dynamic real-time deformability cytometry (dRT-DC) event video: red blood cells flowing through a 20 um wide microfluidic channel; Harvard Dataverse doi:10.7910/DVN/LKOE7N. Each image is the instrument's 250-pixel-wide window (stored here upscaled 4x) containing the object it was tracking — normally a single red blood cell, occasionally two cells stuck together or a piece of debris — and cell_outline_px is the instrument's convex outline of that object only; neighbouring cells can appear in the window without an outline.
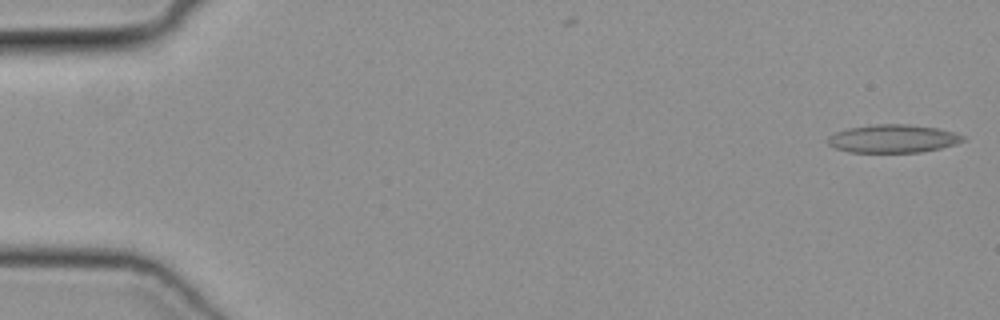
{"species": "common noctule bat (a hibernating species)", "species_latin": "Nyctalus noctula", "temperature_condition": "cold", "stored_images_in_passage": 45, "camera_frame_rate_fps": 3000, "um_per_image_px": 0.085, "animal": {"sex": "female", "body_mass_g": 19.3, "forearm_length_mm": 54.1}, "frame": {"image": 1, "passage_image": 1, "time_ms": 0.0, "image_size_px": [1000, 320], "cell_outline_px": [[964, 140], [956, 144], [940, 148], [920, 152], [848, 152], [836, 148], [828, 144], [828, 136], [836, 132], [848, 128], [876, 124], [908, 124], [940, 128], [956, 132], [964, 136]], "centroid_in_image_um": [75.93, 11.78], "position_along_channel_um": 9.1, "area_um2": 22.2}}
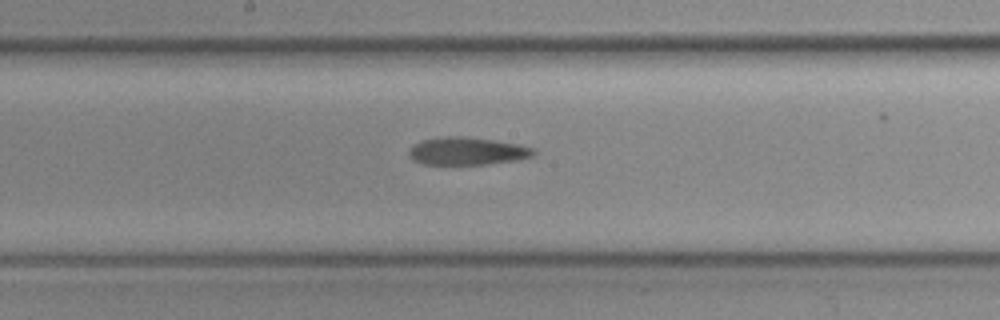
{"frame": {"image": 2, "passage_image": 26, "time_ms": 8.333, "image_size_px": [1000, 320], "cell_outline_px": [[536, 152], [532, 156], [512, 160], [488, 164], [424, 164], [412, 160], [408, 152], [412, 144], [424, 140], [448, 136], [464, 136], [492, 140], [516, 144], [532, 148]], "centroid_in_image_um": [39.65, 12.84], "position_along_channel_um": 208.6, "area_um2": 19.77}}
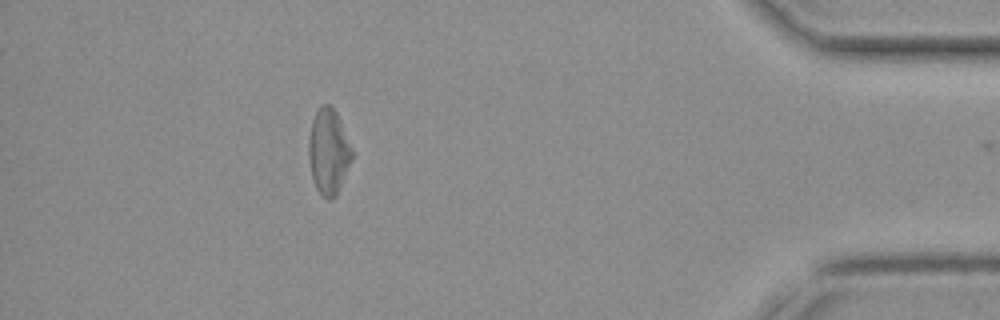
{"frame": {"image": 3, "passage_image": 44, "time_ms": 14.333, "image_size_px": [1000, 320], "cell_outline_px": [[352, 160], [340, 188], [336, 196], [332, 200], [328, 200], [320, 196], [316, 188], [312, 176], [308, 156], [308, 140], [312, 120], [320, 104], [332, 104], [336, 112], [352, 148]], "centroid_in_image_um": [27.92, 12.9], "position_along_channel_um": 407.3, "area_um2": 21.79}}